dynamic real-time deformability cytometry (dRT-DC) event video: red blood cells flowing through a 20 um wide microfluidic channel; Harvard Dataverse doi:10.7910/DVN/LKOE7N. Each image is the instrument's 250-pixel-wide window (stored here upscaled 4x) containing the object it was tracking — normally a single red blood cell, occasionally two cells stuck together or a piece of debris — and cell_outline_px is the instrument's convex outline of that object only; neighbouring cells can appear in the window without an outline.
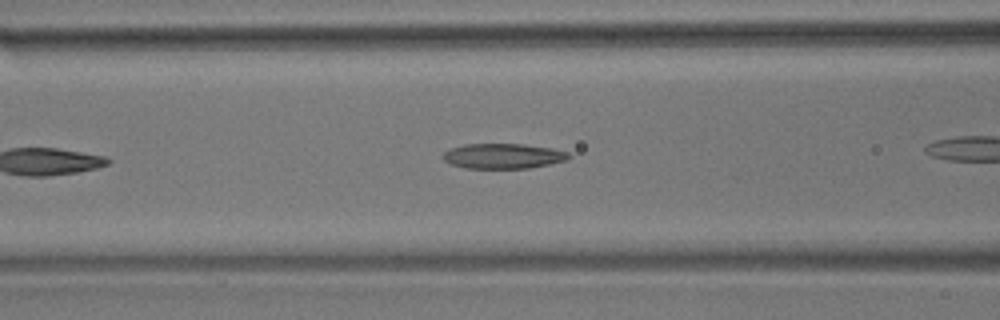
{"species": "common noctule bat (a hibernating species)", "species_latin": "Nyctalus noctula", "temperature_condition": "room temperature", "stored_images_in_passage": 16, "camera_frame_rate_fps": 3000, "um_per_image_px": 0.085, "animal": {"sex": "male", "body_mass_g": 17.9}, "frame": {"image": 1, "passage_image": 5, "time_ms": 1.333, "image_size_px": [1000, 320], "cell_outline_px": [[572, 156], [568, 160], [528, 168], [464, 168], [448, 164], [440, 156], [448, 148], [464, 144], [524, 144], [552, 148], [568, 152]], "centroid_in_image_um": [42.72, 13.26], "position_along_channel_um": 123.9, "area_um2": 18.67}}